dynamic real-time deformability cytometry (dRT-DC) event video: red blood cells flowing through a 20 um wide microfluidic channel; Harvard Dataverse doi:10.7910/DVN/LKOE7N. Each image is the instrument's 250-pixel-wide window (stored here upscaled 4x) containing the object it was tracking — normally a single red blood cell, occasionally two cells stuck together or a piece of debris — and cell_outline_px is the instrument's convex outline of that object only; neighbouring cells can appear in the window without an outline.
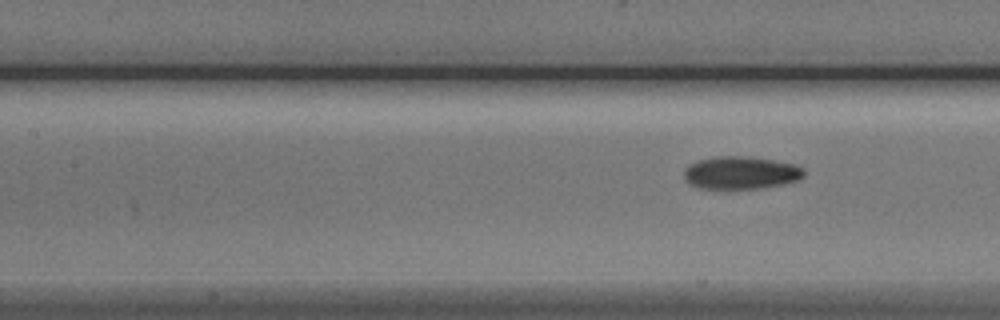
{"species": "Egyptian fruit bat (a non-hibernating species)", "species_latin": "Rousettus aegyptiacus", "temperature_condition": "cold", "stored_images_in_passage": 9, "camera_frame_rate_fps": 3000, "um_per_image_px": 0.085, "animal": {"sex": "male"}, "frame": {"image": 1, "passage_image": 9, "time_ms": 10.0, "image_size_px": [1000, 320], "cell_outline_px": [[804, 176], [796, 180], [784, 184], [760, 188], [724, 192], [696, 188], [688, 184], [684, 180], [684, 168], [688, 164], [696, 160], [716, 156], [748, 156], [796, 164], [804, 168]], "centroid_in_image_um": [62.88, 14.73], "position_along_channel_um": 144.5, "area_um2": 24.04}}